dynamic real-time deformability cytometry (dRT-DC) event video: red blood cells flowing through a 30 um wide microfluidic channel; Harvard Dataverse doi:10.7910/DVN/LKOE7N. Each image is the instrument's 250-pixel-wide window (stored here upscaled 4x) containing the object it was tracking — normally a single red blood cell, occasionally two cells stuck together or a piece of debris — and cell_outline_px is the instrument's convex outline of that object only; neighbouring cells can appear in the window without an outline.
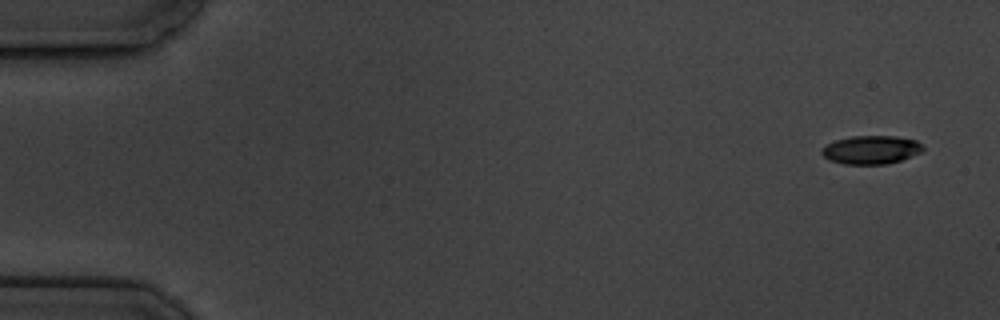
{"species": "common noctule bat (a hibernating species)", "species_latin": "Nyctalus noctula", "temperature_condition": "cold", "stored_images_in_passage": 10, "camera_frame_rate_fps": 3000, "um_per_image_px": 0.085, "animal": {"sex": "male", "body_mass_g": 19.5, "forearm_length_mm": 54.6}, "frame": {"image": 1, "passage_image": 1, "time_ms": 0.0, "image_size_px": [1000, 320], "cell_outline_px": [[924, 152], [888, 164], [844, 164], [828, 160], [820, 152], [820, 148], [824, 144], [836, 140], [852, 136], [896, 136], [916, 140], [924, 148]], "centroid_in_image_um": [74.02, 12.73], "position_along_channel_um": 11.0, "area_um2": 16.99}}
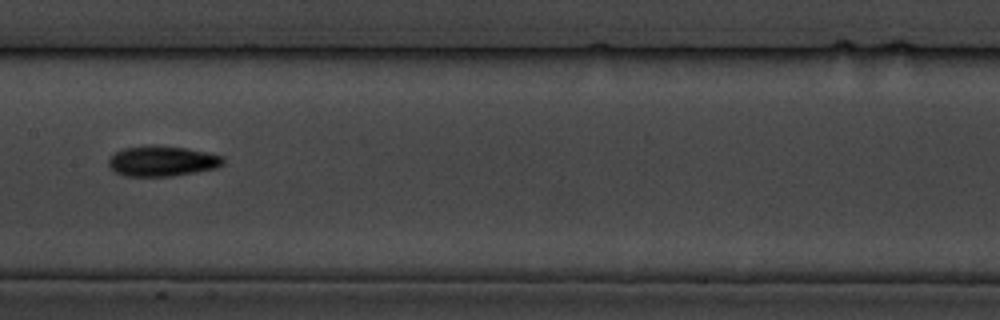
{"frame": {"image": 2, "passage_image": 8, "time_ms": 9.0, "image_size_px": [1000, 320], "cell_outline_px": [[224, 164], [216, 168], [196, 172], [172, 176], [124, 176], [116, 172], [108, 164], [108, 160], [116, 152], [124, 148], [148, 144], [184, 148], [224, 156]], "centroid_in_image_um": [13.79, 13.69], "position_along_channel_um": 193.6, "area_um2": 20.23}}
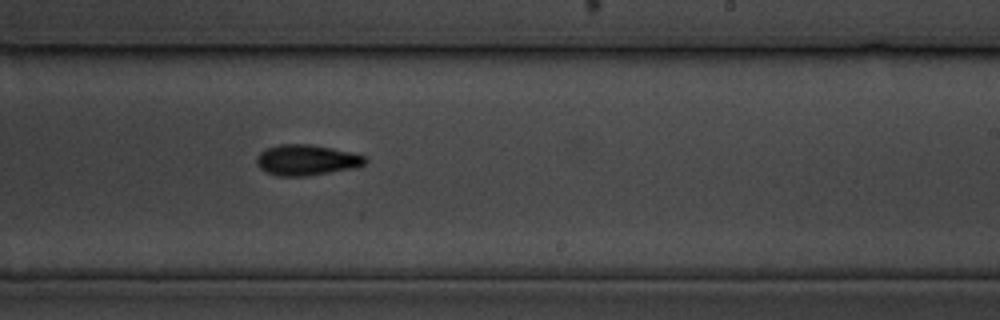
{"frame": {"image": 3, "passage_image": 10, "time_ms": 11.0, "image_size_px": [1000, 320], "cell_outline_px": [[368, 160], [364, 164], [356, 168], [304, 176], [276, 176], [260, 168], [256, 164], [256, 156], [264, 148], [280, 144], [308, 144], [332, 148], [352, 152], [364, 156]], "centroid_in_image_um": [26.03, 13.59], "position_along_channel_um": 263.0, "area_um2": 19.48}}